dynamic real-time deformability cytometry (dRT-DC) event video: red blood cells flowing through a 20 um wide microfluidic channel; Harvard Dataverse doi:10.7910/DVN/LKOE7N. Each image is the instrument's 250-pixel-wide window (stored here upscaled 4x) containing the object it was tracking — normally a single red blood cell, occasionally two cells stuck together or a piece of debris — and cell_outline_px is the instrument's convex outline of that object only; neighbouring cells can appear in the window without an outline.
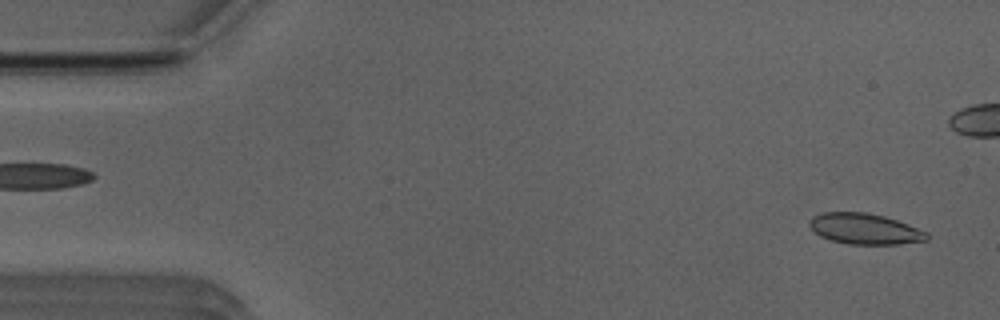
{"species": "Egyptian fruit bat (a non-hibernating species)", "species_latin": "Rousettus aegyptiacus", "temperature_condition": "room temperature", "stored_images_in_passage": 53, "camera_frame_rate_fps": 3000, "um_per_image_px": 0.085, "animal": {"sex": "male"}, "frame": {"image": 1, "passage_image": 3, "time_ms": 0.667, "image_size_px": [1000, 320], "cell_outline_px": [[928, 240], [900, 244], [848, 244], [832, 240], [820, 236], [808, 224], [808, 220], [812, 216], [824, 212], [864, 212], [884, 216], [908, 224], [928, 232]], "centroid_in_image_um": [73.51, 19.45], "position_along_channel_um": 11.5, "area_um2": 21.04}}
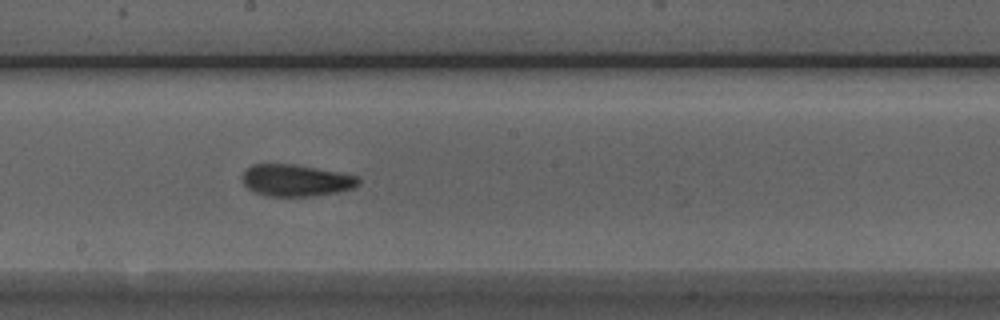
{"frame": {"image": 2, "passage_image": 28, "time_ms": 9.0, "image_size_px": [1000, 320], "cell_outline_px": [[360, 184], [352, 188], [336, 192], [312, 196], [268, 196], [256, 192], [248, 188], [244, 184], [240, 176], [252, 164], [292, 164], [340, 172], [356, 176], [360, 180]], "centroid_in_image_um": [25.14, 15.33], "position_along_channel_um": 223.1, "area_um2": 21.39}}
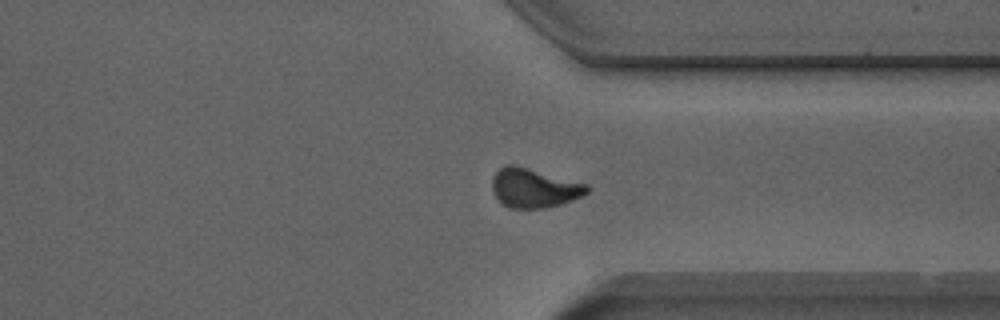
{"frame": {"image": 3, "passage_image": 39, "time_ms": 12.667, "image_size_px": [1000, 320], "cell_outline_px": [[588, 192], [572, 200], [560, 204], [544, 208], [508, 208], [492, 192], [492, 176], [504, 164], [512, 164], [588, 184]], "centroid_in_image_um": [45.36, 15.98], "position_along_channel_um": 366.0, "area_um2": 21.44}, "authors_computed_cell_mechanics": {"area_um2": 21.1548, "velocity_mm_per_s": 3.934, "shape_relaxation_time_tau1_ms": 5.9169, "shape_relaxation_time_tau2_ms": 1.7792, "deformation_change_tau1": 0.1209, "deformation_change_tau2": 0.0614}}